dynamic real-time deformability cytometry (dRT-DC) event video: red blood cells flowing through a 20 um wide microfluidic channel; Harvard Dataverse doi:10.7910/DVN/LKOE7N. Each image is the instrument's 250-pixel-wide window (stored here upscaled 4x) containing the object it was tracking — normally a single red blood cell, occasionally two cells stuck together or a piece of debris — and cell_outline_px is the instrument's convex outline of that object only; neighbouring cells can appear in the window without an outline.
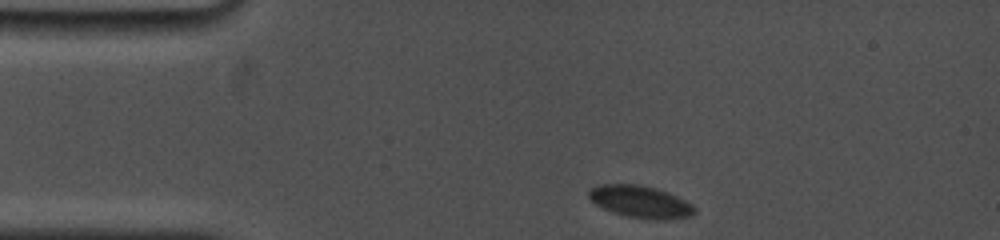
{"species": "common noctule bat (a hibernating species)", "species_latin": "Nyctalus noctula", "temperature_condition": "cold", "stored_images_in_passage": 14, "camera_frame_rate_fps": 5000, "um_per_image_px": 0.085, "animal": {"sex": "female", "body_mass_g": 19.0, "forearm_length_mm": 53.3}, "frame": {"image": 1, "passage_image": 1, "time_ms": 0.0, "image_size_px": [1000, 240], "cell_outline_px": [[696, 212], [692, 216], [664, 220], [652, 220], [628, 216], [612, 212], [596, 204], [588, 196], [588, 192], [592, 188], [600, 184], [640, 184], [656, 188], [668, 192], [692, 204], [696, 208]], "centroid_in_image_um": [54.47, 17.15], "position_along_channel_um": 30.5, "area_um2": 19.83}}
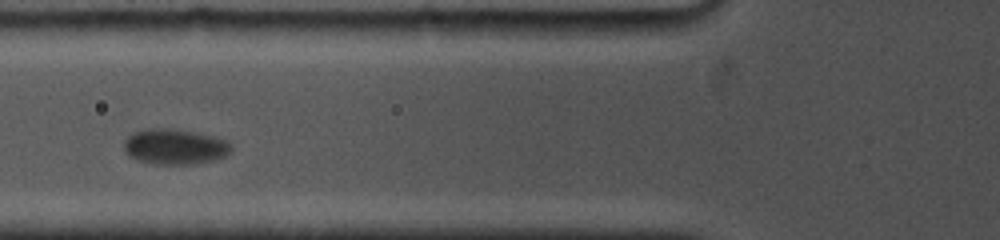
{"frame": {"image": 2, "passage_image": 7, "time_ms": 3.6, "image_size_px": [1000, 240], "cell_outline_px": [[232, 148], [224, 156], [212, 160], [192, 164], [152, 164], [136, 160], [128, 156], [124, 152], [124, 140], [132, 132], [148, 128], [176, 128], [212, 136], [228, 140], [232, 144]], "centroid_in_image_um": [14.81, 12.46], "position_along_channel_um": 111.0, "area_um2": 22.43}}
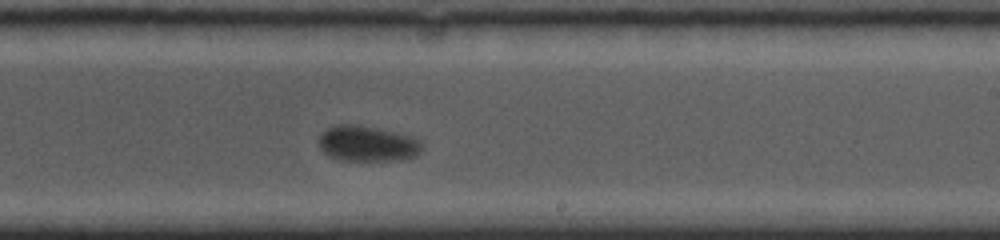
{"frame": {"image": 3, "passage_image": 14, "time_ms": 7.8, "image_size_px": [1000, 240], "cell_outline_px": [[424, 144], [420, 152], [416, 156], [404, 160], [340, 160], [328, 156], [320, 148], [320, 136], [328, 128], [336, 124], [352, 124], [376, 128], [412, 136]], "centroid_in_image_um": [31.26, 12.22], "position_along_channel_um": 257.7, "area_um2": 21.33}}